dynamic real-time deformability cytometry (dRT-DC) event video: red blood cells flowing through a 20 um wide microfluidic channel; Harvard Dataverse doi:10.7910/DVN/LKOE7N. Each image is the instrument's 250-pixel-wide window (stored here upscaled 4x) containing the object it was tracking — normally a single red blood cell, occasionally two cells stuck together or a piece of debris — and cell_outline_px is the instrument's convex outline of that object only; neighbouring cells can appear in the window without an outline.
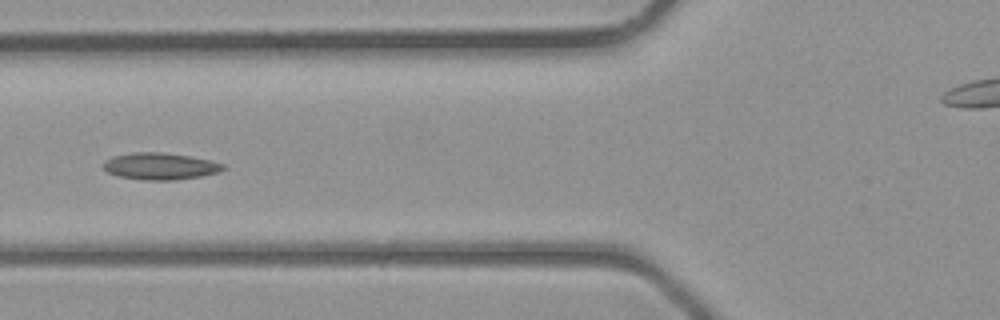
{"species": "common noctule bat (a hibernating species)", "species_latin": "Nyctalus noctula", "temperature_condition": "room temperature", "stored_images_in_passage": 17, "camera_frame_rate_fps": 3000, "um_per_image_px": 0.085, "animal": {"sex": "male", "body_mass_g": 23.1, "forearm_length_mm": 52.7}, "frame": {"image": 1, "passage_image": 15, "time_ms": 4.667, "image_size_px": [1000, 320], "cell_outline_px": [[224, 168], [216, 172], [200, 176], [176, 180], [144, 180], [116, 176], [108, 172], [104, 168], [104, 160], [112, 156], [132, 152], [160, 152], [192, 156], [212, 160], [224, 164]], "centroid_in_image_um": [13.58, 14.12], "position_along_channel_um": 112.2, "area_um2": 18.79}}